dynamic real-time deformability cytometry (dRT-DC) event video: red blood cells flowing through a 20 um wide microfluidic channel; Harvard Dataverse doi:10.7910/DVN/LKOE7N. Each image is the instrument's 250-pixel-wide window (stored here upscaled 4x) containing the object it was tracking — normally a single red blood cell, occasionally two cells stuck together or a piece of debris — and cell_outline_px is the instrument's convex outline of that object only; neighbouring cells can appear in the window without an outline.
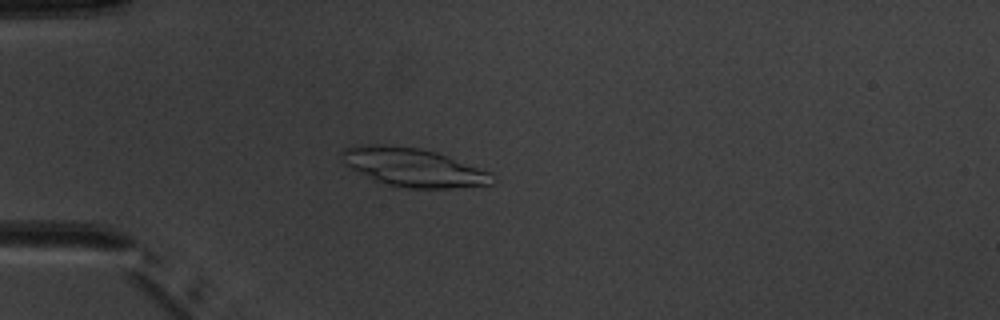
{"species": "common noctule bat (a hibernating species)", "species_latin": "Nyctalus noctula", "temperature_condition": "warm", "stored_images_in_passage": 5, "camera_frame_rate_fps": 3000, "um_per_image_px": 0.085, "animal": {"sex": "male", "body_mass_g": 20.1, "forearm_length_mm": 53.5}, "frame": {"image": 1, "passage_image": 5, "time_ms": 4.667, "image_size_px": [1000, 320], "cell_outline_px": [[492, 184], [448, 188], [412, 188], [392, 184], [376, 180], [344, 164], [340, 152], [344, 148], [364, 144], [392, 144], [420, 148], [436, 152], [488, 172]], "centroid_in_image_um": [35.05, 14.19], "position_along_channel_um": 50.0, "area_um2": 32.83}}